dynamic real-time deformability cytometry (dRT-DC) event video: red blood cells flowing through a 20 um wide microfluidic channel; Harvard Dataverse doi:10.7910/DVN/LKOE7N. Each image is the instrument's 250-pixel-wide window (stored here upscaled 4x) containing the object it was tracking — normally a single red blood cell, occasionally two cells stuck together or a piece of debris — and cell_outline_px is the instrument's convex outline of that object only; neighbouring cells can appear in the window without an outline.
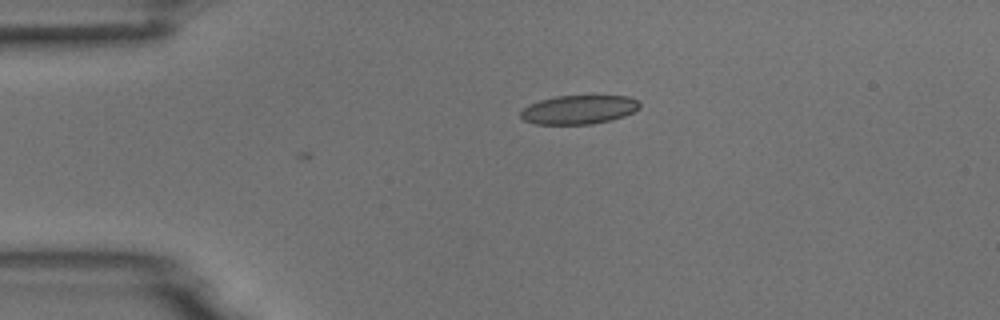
{"species": "common noctule bat (a hibernating species)", "species_latin": "Nyctalus noctula", "temperature_condition": "room temperature", "stored_images_in_passage": 2, "camera_frame_rate_fps": 3000, "um_per_image_px": 0.085, "animal": {"sex": "male", "body_mass_g": 18.8}, "frame": {"image": 1, "passage_image": 1, "time_ms": 0.0, "image_size_px": [1000, 320], "cell_outline_px": [[640, 108], [624, 116], [612, 120], [592, 124], [536, 124], [524, 120], [520, 116], [520, 112], [524, 108], [540, 100], [556, 96], [628, 96], [636, 100], [640, 104]], "centroid_in_image_um": [49.21, 9.32], "position_along_channel_um": 35.8, "area_um2": 19.88}}